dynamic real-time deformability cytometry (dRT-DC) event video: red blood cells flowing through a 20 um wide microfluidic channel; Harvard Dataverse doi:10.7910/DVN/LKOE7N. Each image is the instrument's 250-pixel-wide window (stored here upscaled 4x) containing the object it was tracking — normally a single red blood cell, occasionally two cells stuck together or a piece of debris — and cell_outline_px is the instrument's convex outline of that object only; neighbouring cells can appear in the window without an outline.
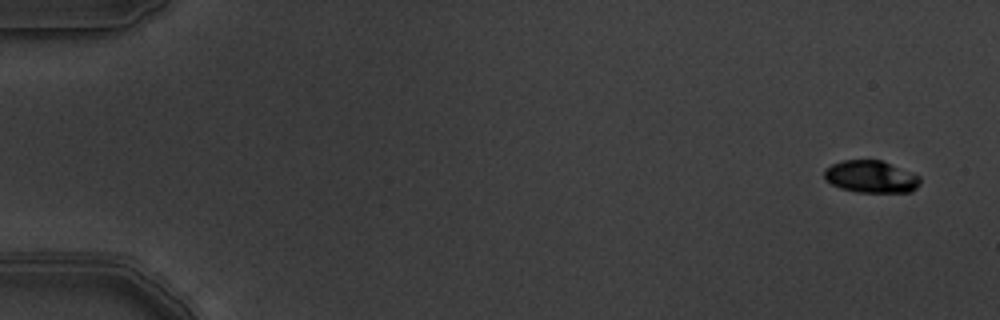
{"species": "common noctule bat (a hibernating species)", "species_latin": "Nyctalus noctula", "temperature_condition": "warm", "stored_images_in_passage": 6, "camera_frame_rate_fps": 3000, "um_per_image_px": 0.085, "animal": {"sex": "male", "body_mass_g": 19.5, "forearm_length_mm": 54.6}, "frame": {"image": 1, "passage_image": 1, "time_ms": 0.0, "image_size_px": [1000, 320], "cell_outline_px": [[920, 184], [912, 192], [856, 192], [840, 188], [832, 184], [824, 176], [824, 172], [832, 164], [844, 160], [880, 160], [920, 176]], "centroid_in_image_um": [74.05, 15.03], "position_along_channel_um": 10.9, "area_um2": 17.74}}
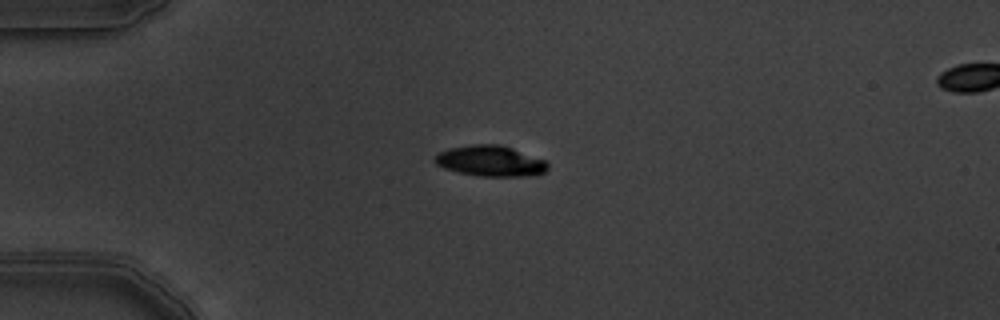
{"frame": {"image": 2, "passage_image": 5, "time_ms": 1.333, "image_size_px": [1000, 320], "cell_outline_px": [[548, 168], [544, 172], [536, 176], [480, 176], [456, 172], [444, 168], [436, 164], [432, 160], [440, 152], [448, 148], [472, 144], [500, 144], [512, 148], [544, 160], [548, 164]], "centroid_in_image_um": [41.67, 13.69], "position_along_channel_um": 43.3, "area_um2": 20.29}}